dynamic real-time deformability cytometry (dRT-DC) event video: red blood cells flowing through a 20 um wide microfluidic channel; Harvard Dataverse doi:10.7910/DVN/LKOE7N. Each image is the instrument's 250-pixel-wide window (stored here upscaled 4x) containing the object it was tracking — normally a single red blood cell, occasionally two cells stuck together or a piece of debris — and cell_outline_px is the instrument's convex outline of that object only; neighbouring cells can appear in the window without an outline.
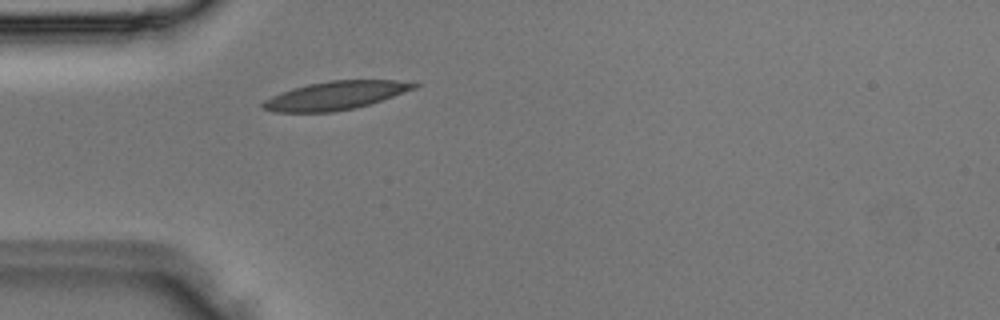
{"species": "Egyptian fruit bat (a non-hibernating species)", "species_latin": "Rousettus aegyptiacus", "temperature_condition": "room temperature", "stored_images_in_passage": 3, "camera_frame_rate_fps": 3000, "um_per_image_px": 0.085, "animal": {"sex": "male"}, "frame": {"image": 1, "passage_image": 3, "time_ms": 0.667, "image_size_px": [1000, 320], "cell_outline_px": [[420, 84], [416, 88], [356, 108], [332, 112], [276, 112], [260, 108], [260, 104], [264, 100], [280, 92], [292, 88], [308, 84], [332, 80], [396, 80]], "centroid_in_image_um": [28.45, 8.12], "position_along_channel_um": 56.5, "area_um2": 24.85}}